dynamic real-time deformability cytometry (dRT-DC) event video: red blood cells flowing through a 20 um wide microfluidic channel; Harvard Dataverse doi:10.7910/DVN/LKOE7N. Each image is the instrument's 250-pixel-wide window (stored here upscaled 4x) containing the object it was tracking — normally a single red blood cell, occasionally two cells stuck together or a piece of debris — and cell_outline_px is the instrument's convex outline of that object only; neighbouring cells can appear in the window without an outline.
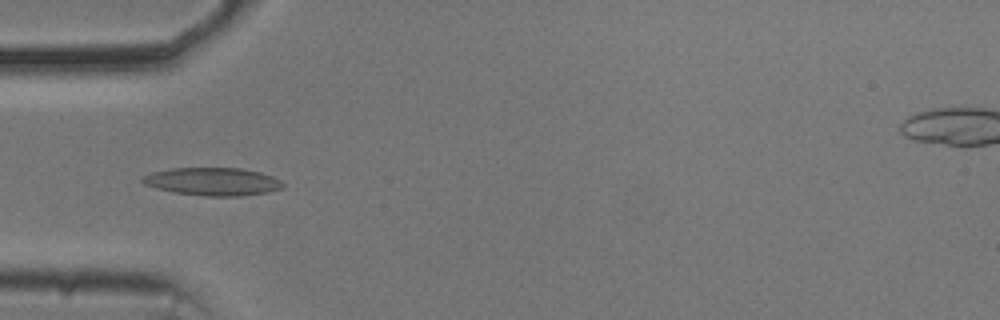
{"species": "common noctule bat (a hibernating species)", "species_latin": "Nyctalus noctula", "temperature_condition": "cold", "stored_images_in_passage": 39, "camera_frame_rate_fps": 3000, "um_per_image_px": 0.085, "animal": {"sex": "male", "body_mass_g": 20.5, "forearm_length_mm": 52.5}, "frame": {"image": 1, "passage_image": 2, "time_ms": 0.333, "image_size_px": [1000, 320], "cell_outline_px": [[284, 184], [280, 188], [268, 192], [240, 196], [208, 196], [176, 192], [156, 188], [144, 184], [140, 180], [144, 176], [152, 172], [172, 168], [240, 168], [260, 172], [272, 176], [280, 180]], "centroid_in_image_um": [18.08, 15.43], "position_along_channel_um": 66.9, "area_um2": 22.6}}
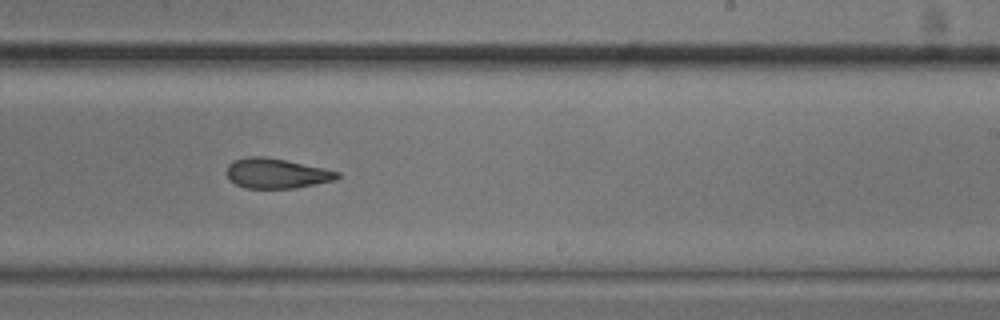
{"frame": {"image": 2, "passage_image": 18, "time_ms": 5.667, "image_size_px": [1000, 320], "cell_outline_px": [[340, 176], [336, 180], [296, 188], [244, 188], [236, 184], [228, 176], [228, 164], [232, 160], [244, 156], [264, 156], [288, 160], [324, 168], [340, 172]], "centroid_in_image_um": [23.52, 14.72], "position_along_channel_um": 265.5, "area_um2": 19.48}}
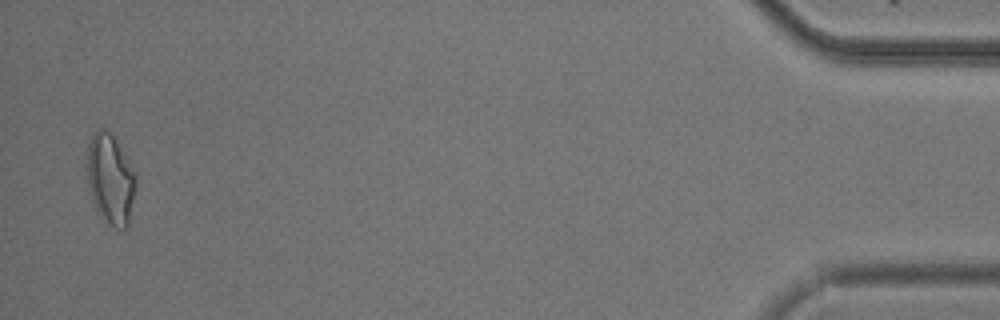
{"frame": {"image": 3, "passage_image": 38, "time_ms": 12.333, "image_size_px": [1000, 320], "cell_outline_px": [[136, 184], [128, 228], [116, 228], [104, 220], [96, 208], [88, 184], [84, 156], [92, 132], [96, 128], [108, 128], [116, 140], [136, 176]], "centroid_in_image_um": [9.34, 15.16], "position_along_channel_um": 425.9, "area_um2": 25.95}, "authors_computed_cell_mechanics": {"area_um2": 20.519, "velocity_mm_per_s": 3.7056, "shape_relaxation_time_tau1_ms": null, "shape_relaxation_time_tau2_ms": 4.0656, "deformation_change_tau1": null, "deformation_change_tau2": 0.1267}}